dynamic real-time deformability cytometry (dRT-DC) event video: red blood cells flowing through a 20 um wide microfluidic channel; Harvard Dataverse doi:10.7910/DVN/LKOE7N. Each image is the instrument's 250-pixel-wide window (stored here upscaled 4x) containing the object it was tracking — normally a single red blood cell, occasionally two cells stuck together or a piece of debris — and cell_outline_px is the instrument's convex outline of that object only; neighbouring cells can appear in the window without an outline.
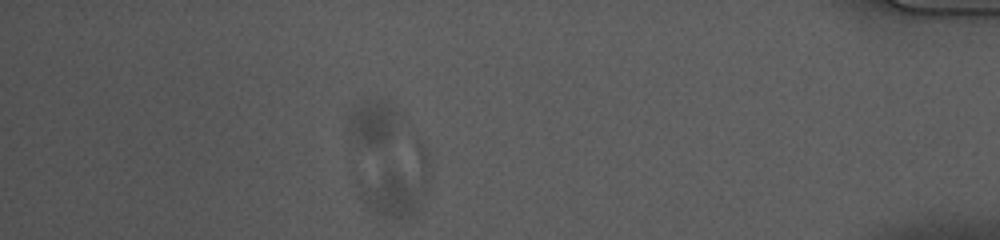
{"species": "common noctule bat (a hibernating species)", "species_latin": "Nyctalus noctula", "temperature_condition": "cold", "stored_images_in_passage": 50, "segment_of_instrument_passage": [2, 3], "camera_frame_rate_fps": 3000, "um_per_image_px": 0.085, "animal": {"sex": "female", "body_mass_g": 10.0, "forearm_length_mm": 53.1}, "frame": {"image": 1, "passage_image": 43, "time_ms": 14.0, "image_size_px": [1000, 240], "cell_outline_px": [[428, 184], [420, 204], [412, 216], [400, 220], [396, 220], [376, 212], [364, 204], [360, 196], [360, 192], [364, 188], [416, 140], [420, 140], [428, 152]], "centroid_in_image_um": [33.98, 15.69], "position_along_channel_um": 401.2, "area_um2": 24.04}}